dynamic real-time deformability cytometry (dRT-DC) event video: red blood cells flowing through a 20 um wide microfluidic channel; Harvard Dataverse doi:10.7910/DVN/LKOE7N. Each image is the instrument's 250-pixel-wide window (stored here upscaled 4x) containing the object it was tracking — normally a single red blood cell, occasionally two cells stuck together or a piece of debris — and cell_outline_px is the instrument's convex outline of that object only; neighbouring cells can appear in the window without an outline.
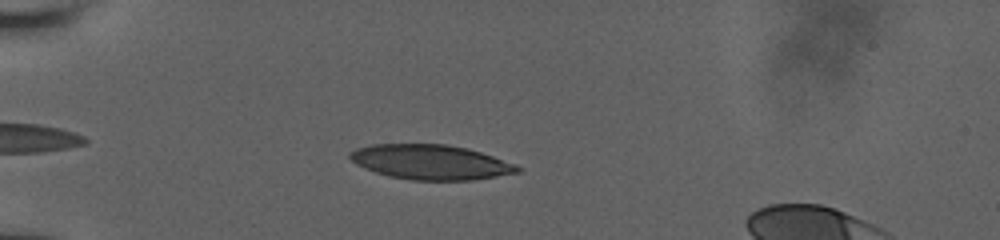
{"species": "human", "species_latin": "Homo sapiens", "temperature_condition": "room temperature", "stored_images_in_passage": 34, "camera_frame_rate_fps": 3000, "um_per_image_px": 0.085, "donor": {"sex": "male"}, "frame": {"image": 1, "passage_image": 1, "time_ms": 0.0, "image_size_px": [1000, 240], "cell_outline_px": [[524, 168], [520, 172], [472, 180], [412, 180], [388, 176], [364, 168], [356, 164], [348, 156], [348, 152], [356, 148], [372, 144], [444, 144], [468, 148], [516, 164]], "centroid_in_image_um": [36.6, 13.78], "position_along_channel_um": 48.4, "area_um2": 34.04}}
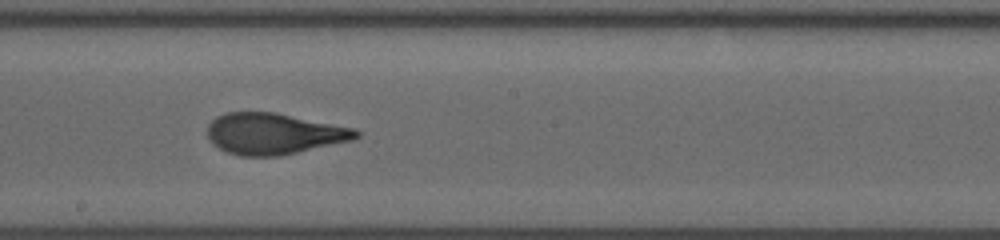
{"frame": {"image": 2, "passage_image": 17, "time_ms": 5.333, "image_size_px": [1000, 240], "cell_outline_px": [[360, 136], [352, 140], [280, 156], [240, 156], [228, 152], [212, 144], [208, 140], [208, 124], [216, 116], [228, 112], [276, 112], [356, 128], [360, 132]], "centroid_in_image_um": [23.28, 11.36], "position_along_channel_um": 224.9, "area_um2": 35.84}}
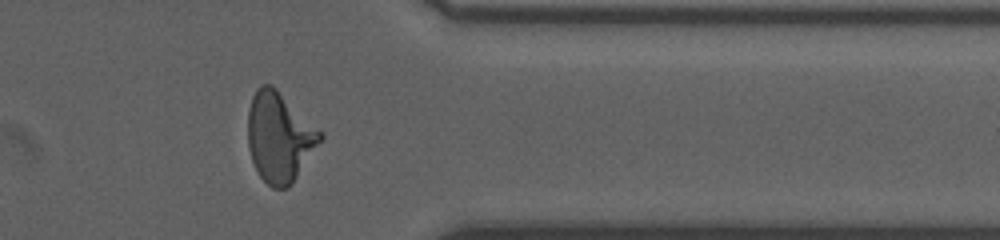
{"frame": {"image": 3, "passage_image": 30, "time_ms": 9.667, "image_size_px": [1000, 240], "cell_outline_px": [[324, 136], [292, 184], [288, 188], [272, 188], [260, 176], [252, 160], [248, 148], [248, 112], [252, 96], [256, 88], [260, 84], [272, 84], [324, 132]], "centroid_in_image_um": [23.76, 11.62], "position_along_channel_um": 387.6, "area_um2": 38.03}, "authors_computed_cell_mechanics": {"area_um2": 35.7782, "velocity_mm_per_s": 3.9155, "shape_relaxation_time_tau1_ms": 5.5634, "shape_relaxation_time_tau2_ms": 0.857, "deformation_change_tau1": 0.2222, "deformation_change_tau2": 0.0662}}